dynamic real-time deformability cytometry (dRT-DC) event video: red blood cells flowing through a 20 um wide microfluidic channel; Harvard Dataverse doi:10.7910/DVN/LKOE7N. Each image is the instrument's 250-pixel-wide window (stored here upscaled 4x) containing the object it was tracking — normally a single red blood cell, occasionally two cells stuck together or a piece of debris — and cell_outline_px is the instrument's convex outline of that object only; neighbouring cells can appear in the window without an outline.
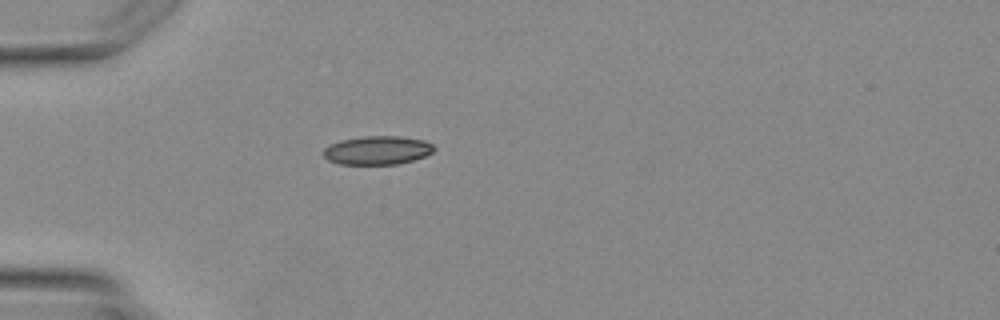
{"species": "Egyptian fruit bat (a non-hibernating species)", "species_latin": "Rousettus aegyptiacus", "temperature_condition": "warm", "stored_images_in_passage": 1, "camera_frame_rate_fps": 3000, "um_per_image_px": 0.085, "animal": {"sex": "female"}, "frame": {"image": 1, "passage_image": 1, "time_ms": 0.0, "image_size_px": [1000, 320], "cell_outline_px": [[436, 148], [432, 152], [424, 156], [400, 164], [340, 164], [328, 160], [324, 156], [324, 148], [328, 144], [340, 140], [364, 136], [400, 136], [424, 140], [432, 144]], "centroid_in_image_um": [32.07, 12.77], "position_along_channel_um": 52.9, "area_um2": 18.5}}